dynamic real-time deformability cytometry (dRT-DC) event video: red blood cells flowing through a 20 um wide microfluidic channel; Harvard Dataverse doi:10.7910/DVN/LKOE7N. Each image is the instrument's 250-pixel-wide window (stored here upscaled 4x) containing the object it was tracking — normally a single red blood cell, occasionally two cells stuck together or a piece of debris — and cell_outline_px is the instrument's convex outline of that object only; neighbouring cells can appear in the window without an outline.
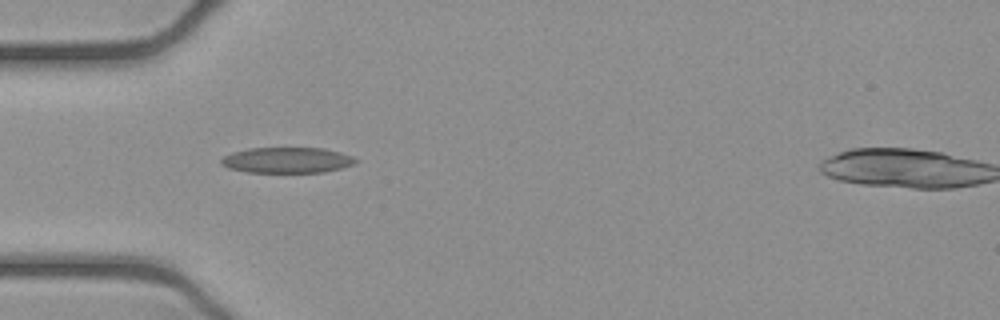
{"species": "common noctule bat (a hibernating species)", "species_latin": "Nyctalus noctula", "temperature_condition": "cold", "stored_images_in_passage": 51, "camera_frame_rate_fps": 3000, "um_per_image_px": 0.085, "animal": {"sex": "female", "body_mass_g": 21.9}, "frame": {"image": 1, "passage_image": 15, "time_ms": 4.667, "image_size_px": [1000, 320], "cell_outline_px": [[360, 160], [352, 164], [340, 168], [324, 172], [248, 172], [228, 168], [220, 164], [220, 160], [224, 156], [232, 152], [248, 148], [324, 148], [340, 152], [352, 156]], "centroid_in_image_um": [24.38, 13.61], "position_along_channel_um": 60.6, "area_um2": 20.11}}
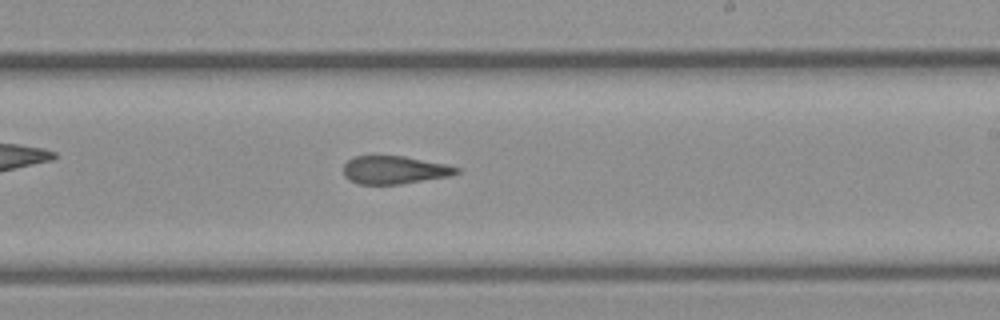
{"frame": {"image": 2, "passage_image": 30, "time_ms": 9.667, "image_size_px": [1000, 320], "cell_outline_px": [[460, 172], [448, 176], [400, 184], [356, 184], [344, 176], [344, 164], [352, 156], [404, 156], [448, 164], [460, 168]], "centroid_in_image_um": [33.52, 14.44], "position_along_channel_um": 255.5, "area_um2": 18.5}}
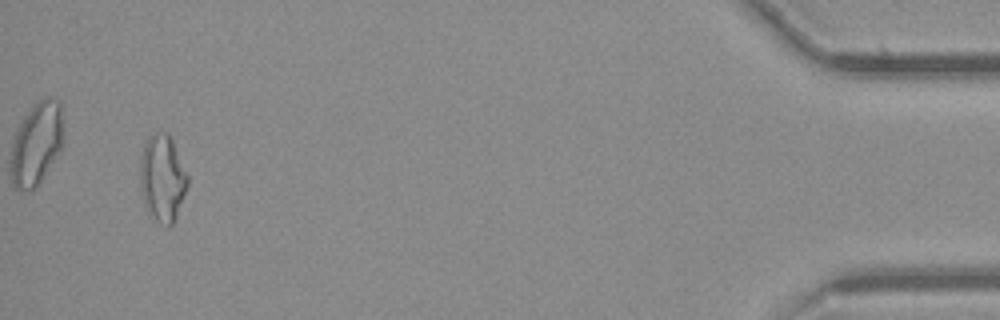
{"frame": {"image": 3, "passage_image": 49, "time_ms": 16.0, "image_size_px": [1000, 320], "cell_outline_px": [[188, 184], [176, 220], [168, 228], [160, 224], [148, 216], [140, 192], [140, 156], [144, 144], [148, 136], [164, 132], [172, 140], [188, 176]], "centroid_in_image_um": [13.78, 15.24], "position_along_channel_um": 421.4, "area_um2": 24.39}, "authors_computed_cell_mechanics": {"area_um2": 20.1144, "velocity_mm_per_s": 3.9228, "shape_relaxation_time_tau1_ms": null, "shape_relaxation_time_tau2_ms": 2.9293, "deformation_change_tau1": null, "deformation_change_tau2": 0.1048}}